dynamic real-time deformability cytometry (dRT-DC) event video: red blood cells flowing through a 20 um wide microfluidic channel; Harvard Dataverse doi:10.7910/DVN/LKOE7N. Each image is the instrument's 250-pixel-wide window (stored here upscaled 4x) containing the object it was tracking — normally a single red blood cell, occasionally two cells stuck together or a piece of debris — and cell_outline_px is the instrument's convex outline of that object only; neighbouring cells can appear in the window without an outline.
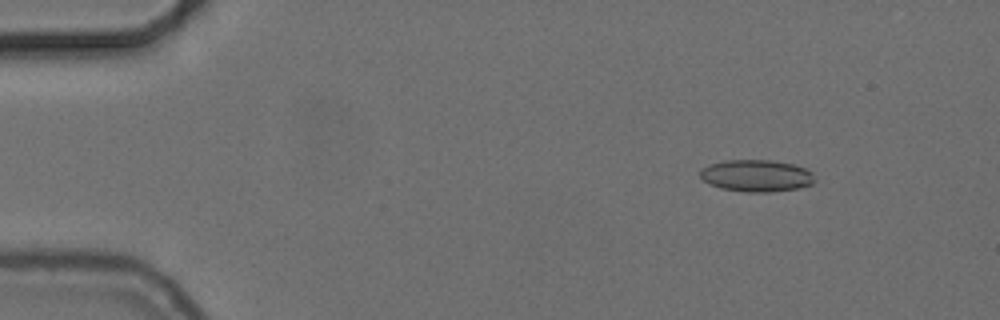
{"species": "common noctule bat (a hibernating species)", "species_latin": "Nyctalus noctula", "temperature_condition": "cold", "stored_images_in_passage": 16, "camera_frame_rate_fps": 3000, "um_per_image_px": 0.085, "animal": {"sex": "female", "body_mass_g": 24.6, "forearm_length_mm": 56.2}, "frame": {"image": 1, "passage_image": 1, "time_ms": 0.0, "image_size_px": [1000, 320], "cell_outline_px": [[816, 180], [812, 184], [800, 188], [772, 192], [744, 192], [720, 188], [704, 180], [700, 176], [700, 168], [708, 164], [728, 160], [772, 160], [792, 164], [804, 168], [812, 172]], "centroid_in_image_um": [64.31, 14.94], "position_along_channel_um": 20.7, "area_um2": 21.44}}
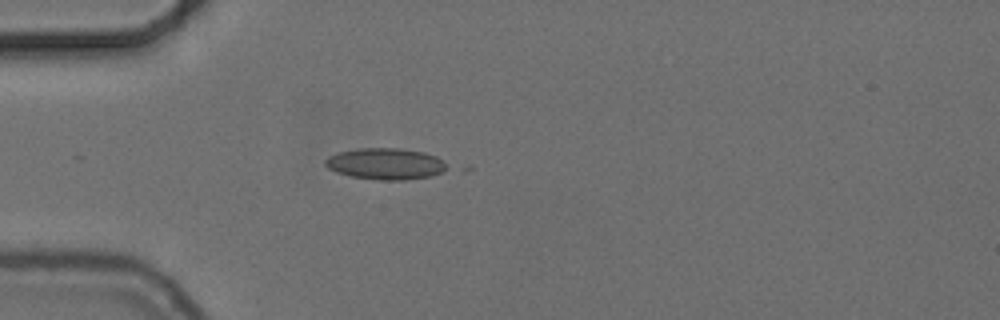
{"frame": {"image": 2, "passage_image": 10, "time_ms": 3.0, "image_size_px": [1000, 320], "cell_outline_px": [[448, 168], [432, 176], [404, 180], [380, 180], [352, 176], [336, 172], [328, 168], [324, 164], [324, 160], [328, 156], [340, 152], [356, 148], [400, 148], [424, 152], [436, 156], [444, 160]], "centroid_in_image_um": [32.77, 13.92], "position_along_channel_um": 52.2, "area_um2": 22.31}}
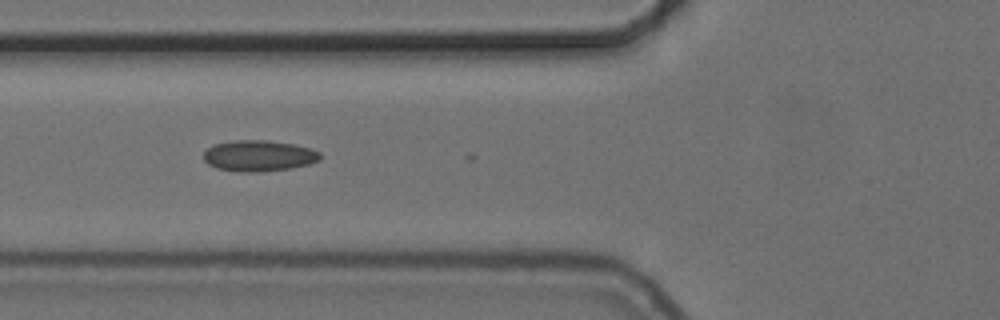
{"frame": {"image": 3, "passage_image": 15, "time_ms": 4.667, "image_size_px": [1000, 320], "cell_outline_px": [[320, 160], [308, 164], [292, 168], [260, 172], [240, 172], [216, 168], [208, 164], [204, 160], [204, 152], [212, 144], [232, 140], [268, 140], [296, 144], [312, 148], [320, 152]], "centroid_in_image_um": [22.0, 13.23], "position_along_channel_um": 103.8, "area_um2": 21.39}}